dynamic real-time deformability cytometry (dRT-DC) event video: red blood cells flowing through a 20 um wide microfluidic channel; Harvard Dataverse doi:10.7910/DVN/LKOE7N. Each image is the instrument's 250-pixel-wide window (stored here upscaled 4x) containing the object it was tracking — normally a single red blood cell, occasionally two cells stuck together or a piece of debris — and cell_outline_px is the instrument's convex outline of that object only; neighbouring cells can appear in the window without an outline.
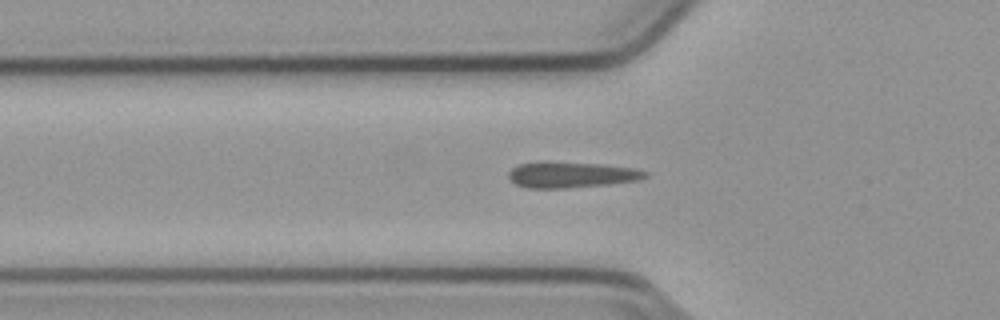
{"species": "common noctule bat (a hibernating species)", "species_latin": "Nyctalus noctula", "temperature_condition": "cold", "stored_images_in_passage": 45, "camera_frame_rate_fps": 3000, "um_per_image_px": 0.085, "animal": {"sex": "male", "body_mass_g": 23.1, "forearm_length_mm": 52.7}, "frame": {"image": 1, "passage_image": 8, "time_ms": 2.333, "image_size_px": [1000, 320], "cell_outline_px": [[648, 176], [640, 180], [608, 184], [568, 188], [528, 188], [516, 184], [508, 176], [508, 172], [512, 168], [520, 164], [544, 160], [600, 164], [636, 168], [648, 172]], "centroid_in_image_um": [48.57, 14.84], "position_along_channel_um": 77.2, "area_um2": 20.92}}
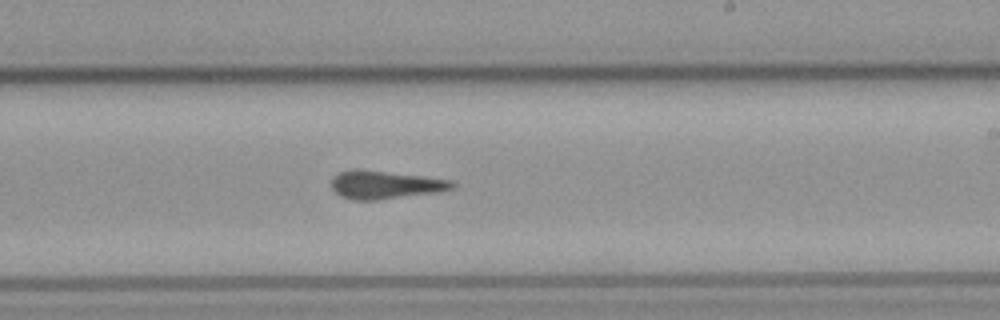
{"frame": {"image": 2, "passage_image": 22, "time_ms": 7.0, "image_size_px": [1000, 320], "cell_outline_px": [[456, 188], [440, 192], [376, 200], [352, 200], [340, 196], [332, 188], [332, 180], [340, 172], [356, 168], [452, 180], [456, 184]], "centroid_in_image_um": [32.77, 15.71], "position_along_channel_um": 256.2, "area_um2": 19.77}}
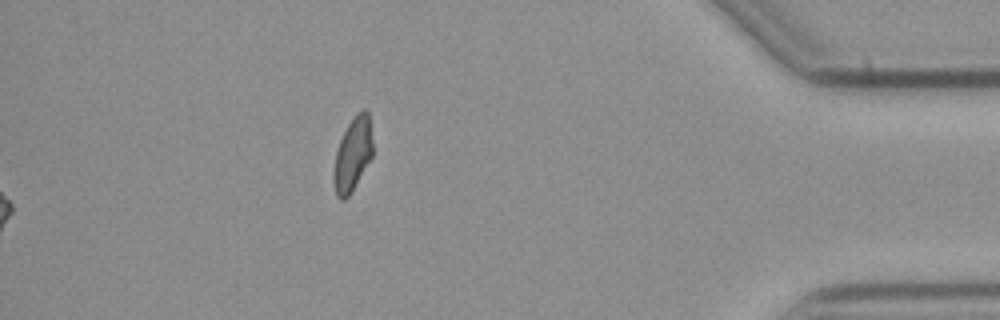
{"frame": {"image": 3, "passage_image": 45, "time_ms": 14.667, "image_size_px": [1000, 320], "cell_outline_px": [[372, 156], [352, 192], [344, 200], [340, 200], [336, 196], [332, 180], [332, 176], [336, 152], [340, 140], [348, 124], [356, 112], [364, 108], [368, 112], [372, 140]], "centroid_in_image_um": [29.96, 13.15], "position_along_channel_um": 405.2, "area_um2": 16.82}, "authors_computed_cell_mechanics": {"area_um2": 19.4786, "velocity_mm_per_s": 3.8054, "shape_relaxation_time_tau1_ms": null, "shape_relaxation_time_tau2_ms": 2.5075, "deformation_change_tau1": null, "deformation_change_tau2": 0.0616}}